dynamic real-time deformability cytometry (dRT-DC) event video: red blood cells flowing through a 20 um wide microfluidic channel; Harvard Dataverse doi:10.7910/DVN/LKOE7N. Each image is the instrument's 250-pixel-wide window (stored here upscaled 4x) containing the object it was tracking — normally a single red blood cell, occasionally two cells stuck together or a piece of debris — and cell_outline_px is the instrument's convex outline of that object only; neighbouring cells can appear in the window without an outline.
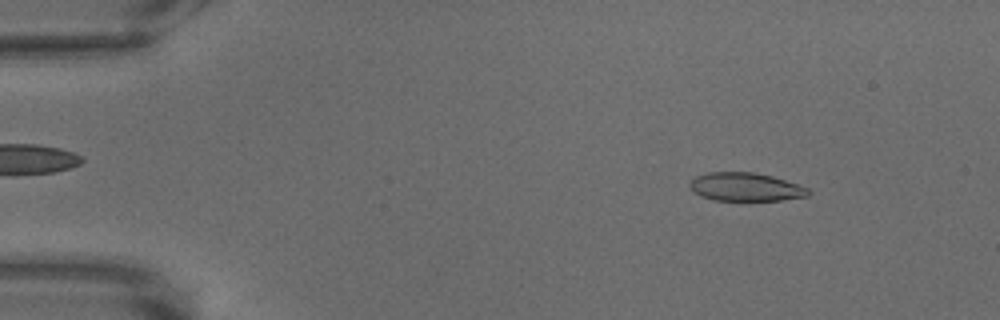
{"species": "common noctule bat (a hibernating species)", "species_latin": "Nyctalus noctula", "temperature_condition": "warm", "stored_images_in_passage": 54, "camera_frame_rate_fps": 3000, "um_per_image_px": 0.085, "animal": {"sex": "male", "body_mass_g": 18.8}, "frame": {"image": 1, "passage_image": 8, "time_ms": 2.333, "image_size_px": [1000, 320], "cell_outline_px": [[812, 192], [808, 196], [780, 200], [712, 200], [700, 196], [688, 184], [696, 176], [708, 172], [756, 172], [772, 176], [808, 188]], "centroid_in_image_um": [63.38, 15.89], "position_along_channel_um": 21.6, "area_um2": 19.48}}
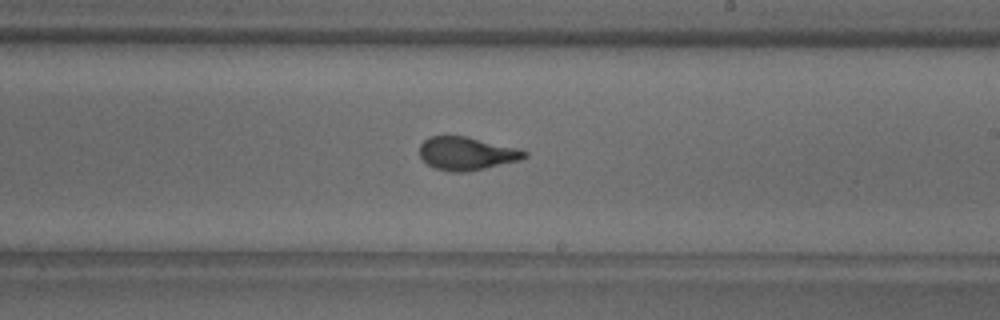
{"frame": {"image": 2, "passage_image": 40, "time_ms": 13.0, "image_size_px": [1000, 320], "cell_outline_px": [[528, 156], [520, 160], [468, 172], [452, 172], [436, 168], [428, 164], [420, 156], [420, 144], [424, 140], [432, 136], [464, 136], [516, 148], [528, 152]], "centroid_in_image_um": [39.66, 13.05], "position_along_channel_um": 249.3, "area_um2": 20.0}}
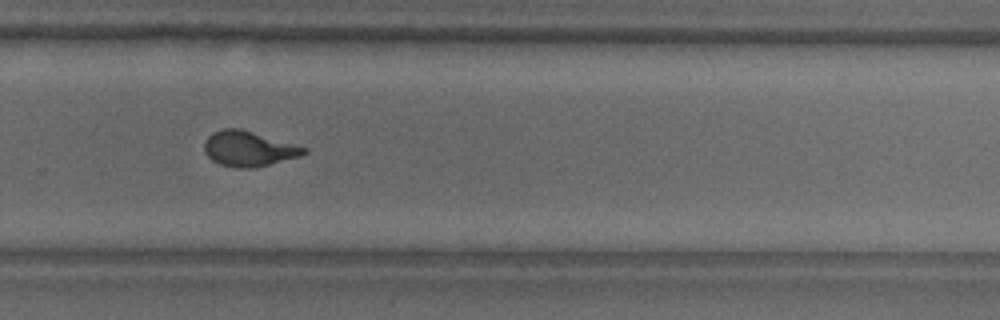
{"frame": {"image": 3, "passage_image": 46, "time_ms": 15.0, "image_size_px": [1000, 320], "cell_outline_px": [[308, 152], [300, 156], [256, 168], [236, 168], [220, 164], [212, 160], [204, 152], [204, 144], [208, 136], [212, 132], [224, 128], [240, 128], [308, 148]], "centroid_in_image_um": [21.13, 12.65], "position_along_channel_um": 308.7, "area_um2": 20.46}}